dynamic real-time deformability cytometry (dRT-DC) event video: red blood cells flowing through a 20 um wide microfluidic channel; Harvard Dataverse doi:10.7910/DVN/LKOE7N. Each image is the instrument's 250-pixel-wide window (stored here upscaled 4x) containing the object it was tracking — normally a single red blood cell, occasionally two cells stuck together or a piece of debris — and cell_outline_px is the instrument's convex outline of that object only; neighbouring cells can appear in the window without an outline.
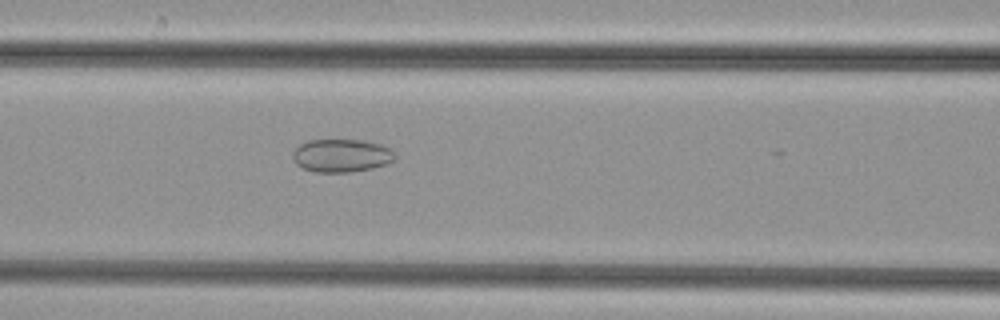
{"species": "common noctule bat (a hibernating species)", "species_latin": "Nyctalus noctula", "temperature_condition": "cold", "stored_images_in_passage": 32, "camera_frame_rate_fps": 3000, "um_per_image_px": 0.085, "animal": {"sex": "female", "body_mass_g": 29.2, "forearm_length_mm": 56.3}, "frame": {"image": 1, "passage_image": 6, "time_ms": 1.667, "image_size_px": [1000, 320], "cell_outline_px": [[396, 160], [388, 164], [372, 168], [352, 172], [316, 172], [304, 168], [296, 164], [292, 156], [292, 152], [300, 144], [308, 140], [360, 140], [380, 144], [392, 148], [396, 152]], "centroid_in_image_um": [29.08, 13.22], "position_along_channel_um": 137.5, "area_um2": 19.94}}
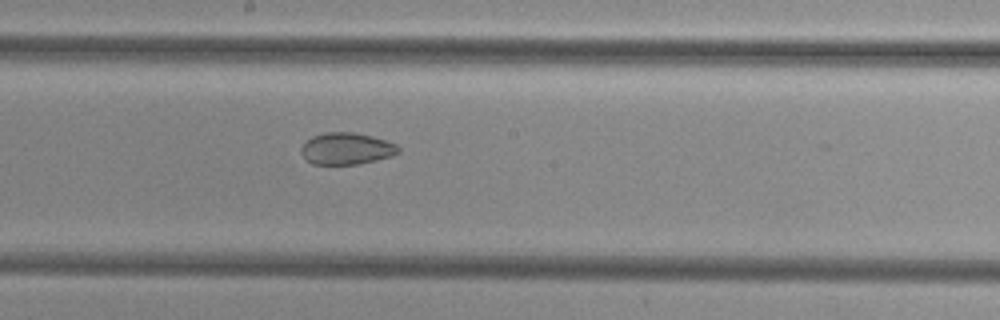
{"frame": {"image": 2, "passage_image": 12, "time_ms": 3.667, "image_size_px": [1000, 320], "cell_outline_px": [[400, 152], [392, 156], [376, 160], [356, 164], [312, 164], [300, 152], [300, 148], [312, 136], [324, 132], [352, 132], [372, 136], [396, 144], [400, 148]], "centroid_in_image_um": [29.46, 12.63], "position_along_channel_um": 218.7, "area_um2": 17.92}}
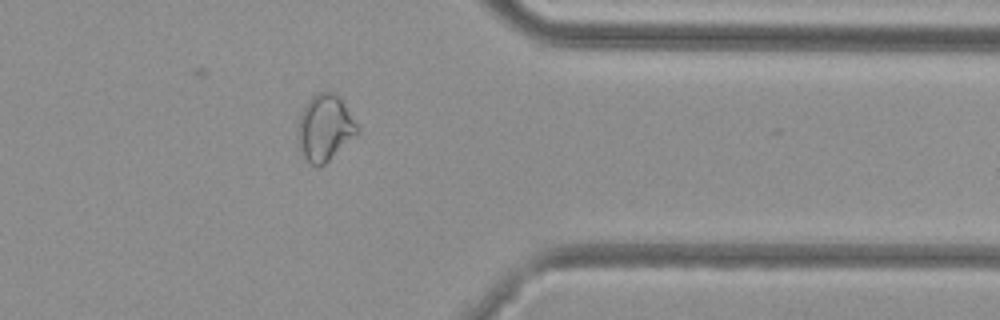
{"frame": {"image": 3, "passage_image": 25, "time_ms": 8.0, "image_size_px": [1000, 320], "cell_outline_px": [[360, 132], [356, 136], [324, 164], [312, 164], [300, 152], [300, 116], [308, 100], [312, 96], [320, 92], [332, 92], [344, 104], [360, 128]], "centroid_in_image_um": [27.66, 10.86], "position_along_channel_um": 383.7, "area_um2": 22.08}}